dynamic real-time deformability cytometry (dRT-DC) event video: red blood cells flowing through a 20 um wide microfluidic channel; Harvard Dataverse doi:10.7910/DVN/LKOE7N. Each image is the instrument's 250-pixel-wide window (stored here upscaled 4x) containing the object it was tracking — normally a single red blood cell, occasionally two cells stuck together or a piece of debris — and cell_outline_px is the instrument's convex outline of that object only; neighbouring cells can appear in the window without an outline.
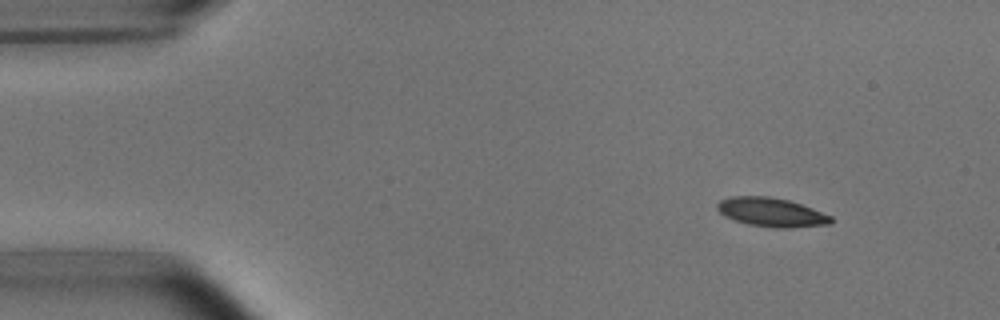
{"species": "common noctule bat (a hibernating species)", "species_latin": "Nyctalus noctula", "temperature_condition": "room temperature", "stored_images_in_passage": 3, "camera_frame_rate_fps": 3000, "um_per_image_px": 0.085, "animal": {"sex": "male", "body_mass_g": 15.6}, "frame": {"image": 1, "passage_image": 1, "time_ms": 0.0, "image_size_px": [1000, 320], "cell_outline_px": [[832, 224], [788, 228], [776, 228], [748, 224], [724, 216], [716, 208], [716, 204], [720, 200], [732, 196], [768, 196], [788, 200], [812, 208], [832, 216]], "centroid_in_image_um": [65.57, 18.04], "position_along_channel_um": 19.4, "area_um2": 19.13}}